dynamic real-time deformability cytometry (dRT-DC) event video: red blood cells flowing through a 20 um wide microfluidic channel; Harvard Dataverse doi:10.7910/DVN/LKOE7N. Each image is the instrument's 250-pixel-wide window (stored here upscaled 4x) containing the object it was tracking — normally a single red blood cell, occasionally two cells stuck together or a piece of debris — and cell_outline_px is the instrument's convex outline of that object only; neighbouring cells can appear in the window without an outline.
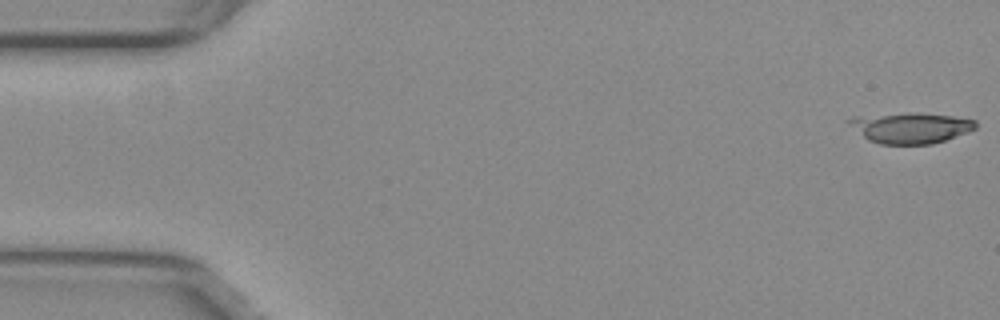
{"species": "common noctule bat (a hibernating species)", "species_latin": "Nyctalus noctula", "temperature_condition": "warm", "stored_images_in_passage": 10, "camera_frame_rate_fps": 3000, "um_per_image_px": 0.085, "animal": {"sex": "female", "body_mass_g": 29.2, "forearm_length_mm": 56.3}, "frame": {"image": 1, "passage_image": 1, "time_ms": 0.0, "image_size_px": [1000, 320], "cell_outline_px": [[976, 128], [968, 132], [932, 144], [880, 144], [868, 140], [848, 124], [844, 120], [852, 116], [908, 112], [916, 112], [952, 116], [976, 120]], "centroid_in_image_um": [77.35, 10.84], "position_along_channel_um": 7.7, "area_um2": 22.89}}